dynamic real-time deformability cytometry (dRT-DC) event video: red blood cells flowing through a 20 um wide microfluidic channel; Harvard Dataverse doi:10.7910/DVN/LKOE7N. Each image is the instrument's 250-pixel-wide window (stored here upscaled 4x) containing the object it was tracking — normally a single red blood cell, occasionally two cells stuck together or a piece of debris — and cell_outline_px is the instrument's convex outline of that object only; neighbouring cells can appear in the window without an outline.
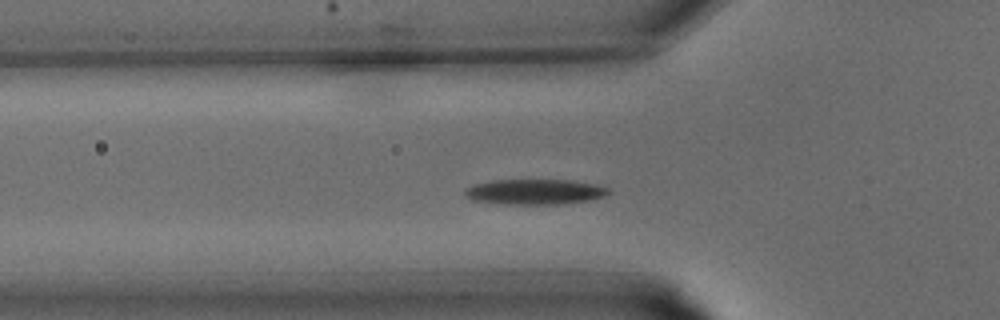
{"species": "common noctule bat (a hibernating species)", "species_latin": "Nyctalus noctula", "temperature_condition": "warm", "stored_images_in_passage": 30, "camera_frame_rate_fps": 3000, "um_per_image_px": 0.085, "animal": {"sex": "male", "body_mass_g": 15.6}, "frame": {"image": 1, "passage_image": 7, "time_ms": 2.0, "image_size_px": [1000, 320], "cell_outline_px": [[612, 192], [604, 196], [592, 200], [560, 204], [508, 204], [472, 200], [464, 196], [464, 188], [472, 184], [492, 180], [572, 180], [596, 184], [608, 188]], "centroid_in_image_um": [45.45, 16.3], "position_along_channel_um": 80.3, "area_um2": 21.44}}
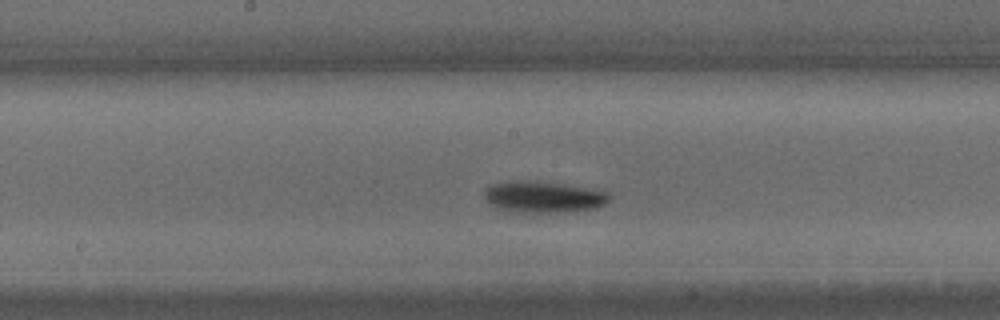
{"frame": {"image": 2, "passage_image": 13, "time_ms": 4.0, "image_size_px": [1000, 320], "cell_outline_px": [[608, 200], [604, 204], [592, 208], [556, 212], [508, 212], [496, 208], [484, 196], [484, 188], [492, 184], [512, 180], [536, 180], [592, 188], [608, 192]], "centroid_in_image_um": [46.12, 16.71], "position_along_channel_um": 202.1, "area_um2": 22.89}}
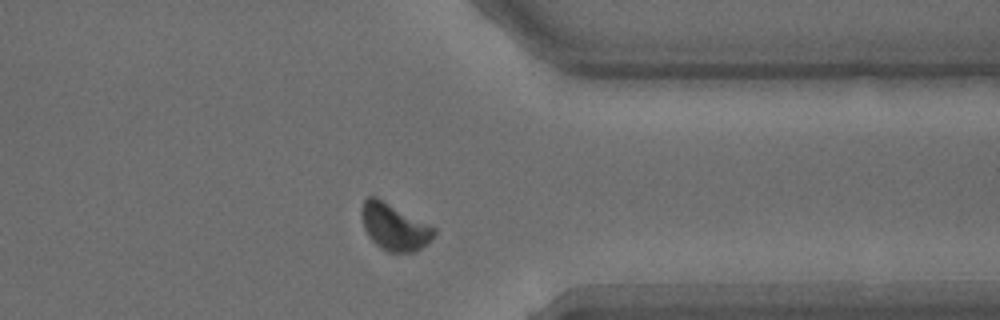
{"frame": {"image": 3, "passage_image": 22, "time_ms": 7.0, "image_size_px": [1000, 320], "cell_outline_px": [[436, 232], [428, 244], [416, 252], [388, 252], [380, 248], [368, 236], [364, 228], [360, 212], [360, 208], [364, 200], [368, 196], [376, 196], [432, 224], [436, 228]], "centroid_in_image_um": [33.54, 19.27], "position_along_channel_um": 377.9, "area_um2": 20.29}}